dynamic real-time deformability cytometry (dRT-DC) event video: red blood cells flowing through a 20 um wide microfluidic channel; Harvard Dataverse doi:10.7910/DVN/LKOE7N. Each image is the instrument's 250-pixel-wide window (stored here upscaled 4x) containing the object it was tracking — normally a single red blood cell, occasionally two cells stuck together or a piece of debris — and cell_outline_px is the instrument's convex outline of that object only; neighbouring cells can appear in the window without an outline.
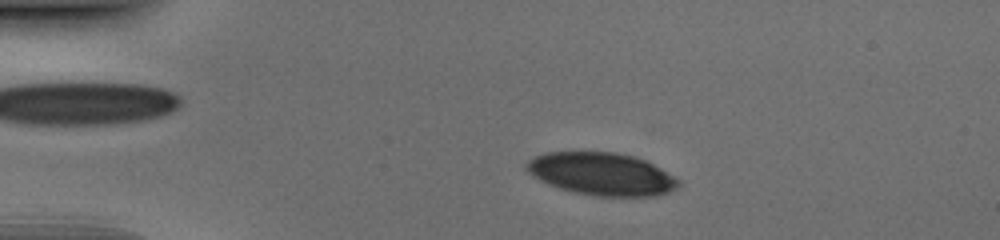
{"species": "human", "species_latin": "Homo sapiens", "temperature_condition": "cold", "stored_images_in_passage": 49, "camera_frame_rate_fps": 3000, "um_per_image_px": 0.085, "donor": {"sex": "male"}, "frame": {"image": 1, "passage_image": 8, "time_ms": 2.333, "image_size_px": [1000, 240], "cell_outline_px": [[680, 184], [676, 188], [668, 192], [656, 196], [596, 196], [572, 192], [548, 184], [532, 176], [524, 168], [524, 164], [528, 160], [544, 152], [616, 152], [632, 156], [644, 160], [660, 168], [680, 180]], "centroid_in_image_um": [51.1, 14.79], "position_along_channel_um": 33.9, "area_um2": 37.74}}
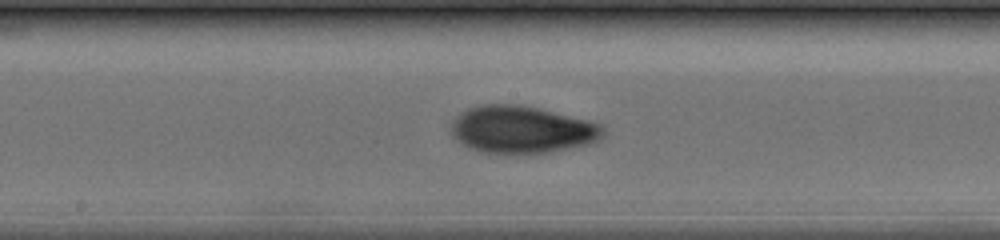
{"frame": {"image": 2, "passage_image": 25, "time_ms": 8.0, "image_size_px": [1000, 240], "cell_outline_px": [[604, 136], [600, 140], [588, 144], [548, 152], [480, 152], [468, 148], [456, 140], [452, 136], [452, 120], [460, 112], [468, 108], [480, 104], [520, 104], [540, 108], [604, 124]], "centroid_in_image_um": [44.36, 10.99], "position_along_channel_um": 203.8, "area_um2": 41.96}}
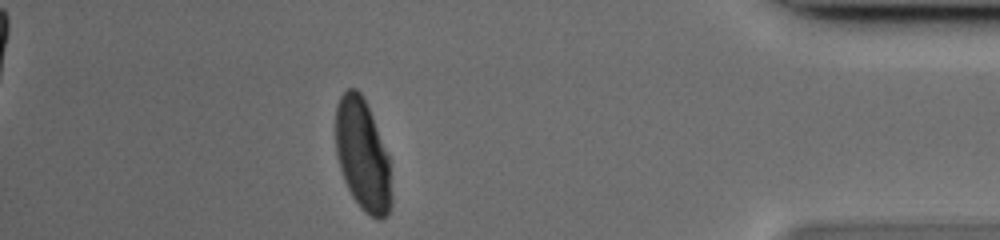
{"frame": {"image": 3, "passage_image": 43, "time_ms": 14.0, "image_size_px": [1000, 240], "cell_outline_px": [[392, 204], [388, 216], [380, 220], [376, 220], [364, 212], [360, 208], [352, 196], [344, 180], [336, 156], [336, 108], [340, 96], [348, 88], [356, 88], [360, 92], [372, 116], [388, 156], [392, 196]], "centroid_in_image_um": [30.82, 13.24], "position_along_channel_um": 404.4, "area_um2": 36.3}}